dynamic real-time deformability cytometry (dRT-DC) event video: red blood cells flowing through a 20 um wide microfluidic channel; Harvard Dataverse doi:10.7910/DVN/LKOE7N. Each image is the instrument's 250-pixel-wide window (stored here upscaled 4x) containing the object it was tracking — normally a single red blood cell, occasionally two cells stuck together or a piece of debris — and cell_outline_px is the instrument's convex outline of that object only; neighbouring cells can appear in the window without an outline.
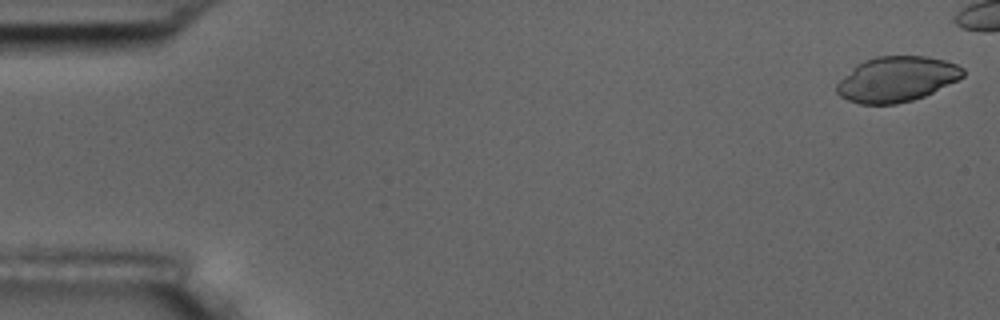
{"species": "common noctule bat (a hibernating species)", "species_latin": "Nyctalus noctula", "temperature_condition": "room temperature", "stored_images_in_passage": 46, "camera_frame_rate_fps": 3000, "um_per_image_px": 0.085, "animal": {"sex": "male", "body_mass_g": 17.5, "forearm_length_mm": 52.3}, "frame": {"image": 1, "passage_image": 1, "time_ms": 0.0, "image_size_px": [1000, 320], "cell_outline_px": [[964, 76], [924, 96], [912, 100], [896, 104], [860, 104], [848, 100], [840, 96], [836, 92], [836, 84], [856, 64], [864, 60], [876, 56], [928, 56], [944, 60], [956, 64], [964, 68]], "centroid_in_image_um": [76.2, 6.72], "position_along_channel_um": 8.8, "area_um2": 33.18}}